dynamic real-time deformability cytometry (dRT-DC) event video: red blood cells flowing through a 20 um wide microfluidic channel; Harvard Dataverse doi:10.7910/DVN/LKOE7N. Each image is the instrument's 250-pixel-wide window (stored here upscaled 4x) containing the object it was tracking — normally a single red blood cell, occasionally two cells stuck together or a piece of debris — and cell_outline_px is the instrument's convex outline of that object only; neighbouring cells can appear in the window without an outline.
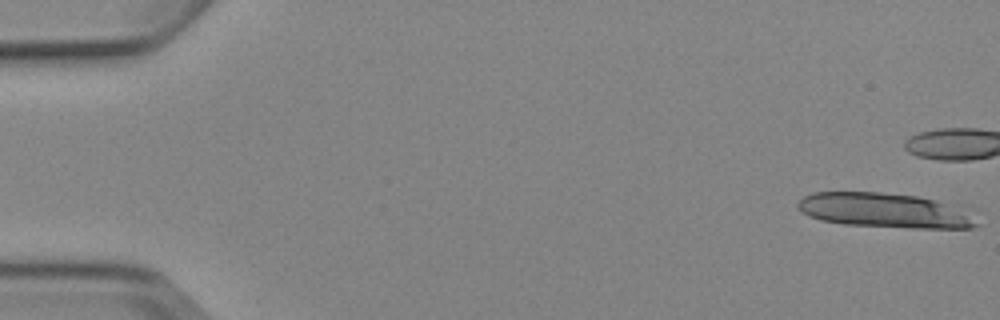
{"species": "Egyptian fruit bat (a non-hibernating species)", "species_latin": "Rousettus aegyptiacus", "temperature_condition": "cold", "stored_images_in_passage": 6, "camera_frame_rate_fps": 3000, "um_per_image_px": 0.085, "animal": {"sex": "female"}, "frame": {"image": 1, "passage_image": 1, "time_ms": 0.0, "image_size_px": [1000, 320], "cell_outline_px": [[980, 224], [972, 228], [908, 228], [844, 224], [820, 220], [808, 216], [796, 204], [804, 196], [812, 192], [880, 192], [916, 196], [936, 200], [944, 204]], "centroid_in_image_um": [75.02, 17.89], "position_along_channel_um": 10.0, "area_um2": 35.08}}